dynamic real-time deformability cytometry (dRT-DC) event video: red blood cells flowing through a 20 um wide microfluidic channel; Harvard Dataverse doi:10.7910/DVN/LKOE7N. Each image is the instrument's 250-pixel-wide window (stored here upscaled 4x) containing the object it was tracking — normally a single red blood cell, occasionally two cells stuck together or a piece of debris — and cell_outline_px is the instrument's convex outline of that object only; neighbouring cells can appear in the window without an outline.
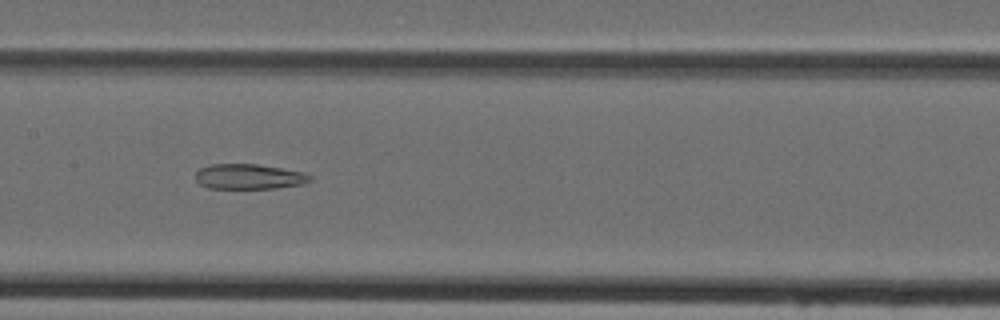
{"species": "Egyptian fruit bat (a non-hibernating species)", "species_latin": "Rousettus aegyptiacus", "temperature_condition": "cold", "stored_images_in_passage": 48, "camera_frame_rate_fps": 3000, "um_per_image_px": 0.085, "animal": {"sex": "female"}, "frame": {"image": 1, "passage_image": 24, "time_ms": 7.667, "image_size_px": [1000, 320], "cell_outline_px": [[312, 180], [300, 184], [276, 188], [208, 188], [200, 184], [196, 180], [196, 172], [200, 168], [212, 164], [256, 164], [304, 172], [312, 176]], "centroid_in_image_um": [21.16, 15.01], "position_along_channel_um": 186.2, "area_um2": 16.65}}
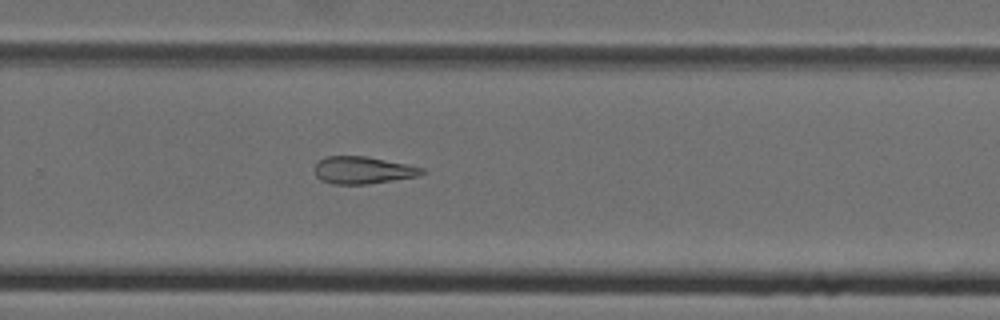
{"frame": {"image": 2, "passage_image": 32, "time_ms": 10.333, "image_size_px": [1000, 320], "cell_outline_px": [[428, 172], [420, 176], [368, 184], [332, 184], [320, 180], [316, 176], [316, 164], [324, 156], [368, 156], [424, 168]], "centroid_in_image_um": [30.88, 14.47], "position_along_channel_um": 298.9, "area_um2": 17.17}}
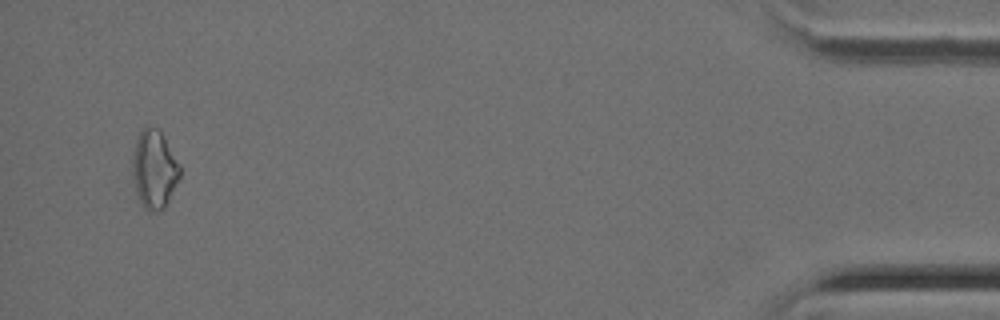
{"frame": {"image": 3, "passage_image": 46, "time_ms": 15.0, "image_size_px": [1000, 320], "cell_outline_px": [[180, 176], [164, 208], [160, 212], [148, 212], [144, 208], [140, 200], [136, 188], [132, 172], [132, 160], [136, 140], [140, 132], [144, 128], [156, 128], [160, 132], [180, 164]], "centroid_in_image_um": [13.11, 14.43], "position_along_channel_um": 422.1, "area_um2": 21.15}}